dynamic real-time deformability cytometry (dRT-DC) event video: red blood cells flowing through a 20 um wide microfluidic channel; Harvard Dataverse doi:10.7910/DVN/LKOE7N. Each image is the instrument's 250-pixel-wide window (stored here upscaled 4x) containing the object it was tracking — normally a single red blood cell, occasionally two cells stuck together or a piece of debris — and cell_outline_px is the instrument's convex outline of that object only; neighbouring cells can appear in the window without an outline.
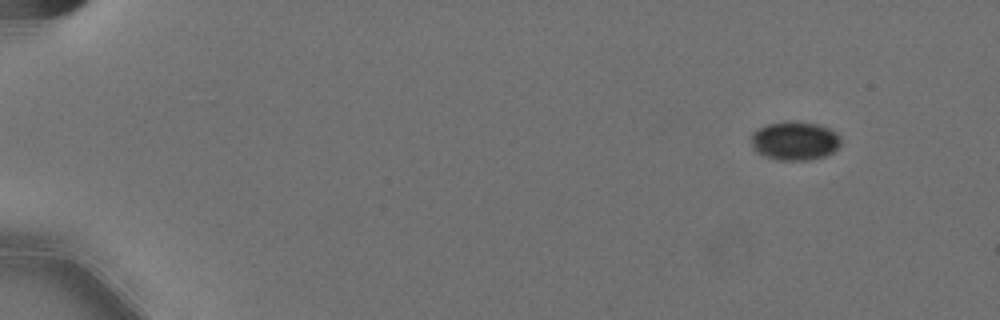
{"species": "Egyptian fruit bat (a non-hibernating species)", "species_latin": "Rousettus aegyptiacus", "temperature_condition": "cold", "stored_images_in_passage": 58, "camera_frame_rate_fps": 3000, "um_per_image_px": 0.085, "animal": {"sex": "female"}, "frame": {"image": 1, "passage_image": 6, "time_ms": 1.667, "image_size_px": [1000, 320], "cell_outline_px": [[840, 144], [832, 152], [824, 156], [808, 160], [780, 160], [764, 156], [756, 152], [752, 148], [752, 132], [768, 124], [788, 120], [792, 120], [820, 124], [836, 132], [840, 136]], "centroid_in_image_um": [67.55, 11.95], "position_along_channel_um": 17.5, "area_um2": 20.35}}
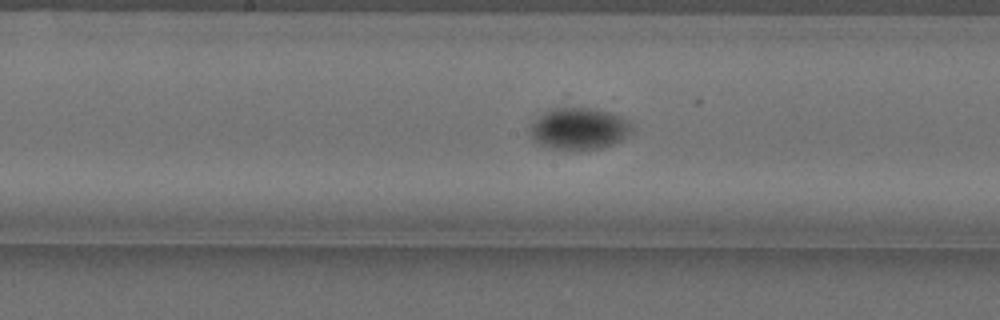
{"frame": {"image": 2, "passage_image": 32, "time_ms": 10.333, "image_size_px": [1000, 320], "cell_outline_px": [[632, 128], [620, 140], [612, 144], [600, 148], [576, 152], [564, 152], [540, 144], [532, 140], [532, 124], [544, 112], [556, 108], [596, 108], [620, 116], [628, 120], [632, 124]], "centroid_in_image_um": [49.21, 10.97], "position_along_channel_um": 199.0, "area_um2": 24.8}}
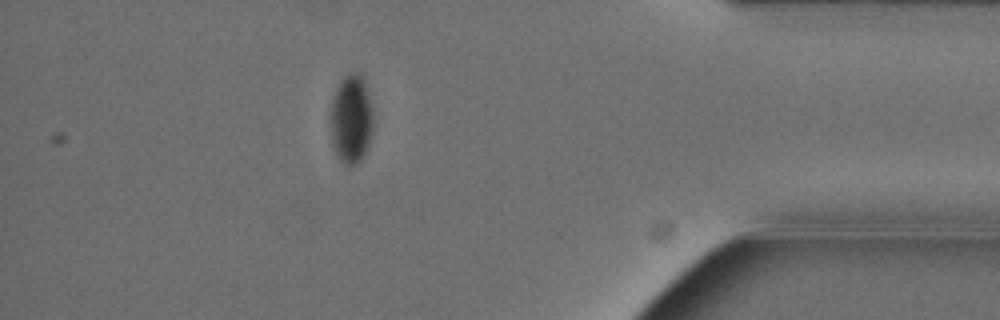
{"frame": {"image": 3, "passage_image": 52, "time_ms": 17.0, "image_size_px": [1000, 320], "cell_outline_px": [[372, 132], [368, 148], [364, 156], [356, 164], [344, 164], [336, 156], [332, 148], [328, 120], [328, 116], [332, 100], [336, 88], [340, 80], [344, 76], [352, 72], [360, 72], [364, 80], [368, 92], [372, 108]], "centroid_in_image_um": [29.81, 10.13], "position_along_channel_um": 405.4, "area_um2": 22.89}, "authors_computed_cell_mechanics": {"area_um2": 22.3397, "velocity_mm_per_s": 3.5793, "shape_relaxation_time_tau1_ms": 9.8891, "shape_relaxation_time_tau2_ms": null, "deformation_change_tau1": 0.0837, "deformation_change_tau2": null}}